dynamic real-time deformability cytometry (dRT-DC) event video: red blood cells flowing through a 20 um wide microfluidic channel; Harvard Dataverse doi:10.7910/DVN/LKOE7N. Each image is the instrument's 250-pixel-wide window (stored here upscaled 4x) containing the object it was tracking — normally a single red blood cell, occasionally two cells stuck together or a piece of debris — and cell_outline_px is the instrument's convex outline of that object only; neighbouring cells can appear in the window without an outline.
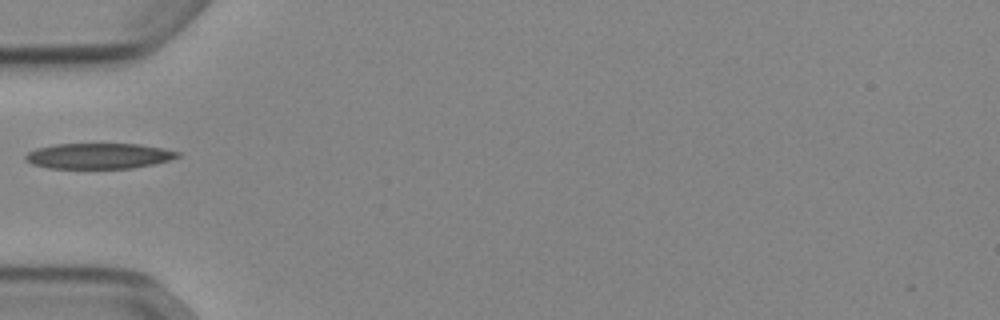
{"species": "Egyptian fruit bat (a non-hibernating species)", "species_latin": "Rousettus aegyptiacus", "temperature_condition": "cold", "stored_images_in_passage": 35, "camera_frame_rate_fps": 3000, "um_per_image_px": 0.085, "animal": {"sex": "female"}, "frame": {"image": 1, "passage_image": 1, "time_ms": 0.0, "image_size_px": [1000, 320], "cell_outline_px": [[180, 156], [168, 160], [152, 164], [132, 168], [48, 168], [32, 164], [24, 160], [24, 156], [28, 152], [36, 148], [56, 144], [140, 144], [164, 148], [180, 152]], "centroid_in_image_um": [8.37, 13.25], "position_along_channel_um": 76.6, "area_um2": 22.66}}
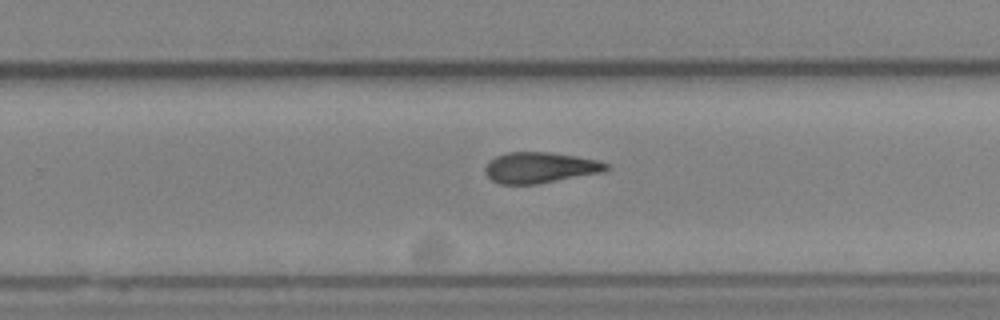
{"frame": {"image": 2, "passage_image": 17, "time_ms": 5.333, "image_size_px": [1000, 320], "cell_outline_px": [[612, 168], [604, 172], [536, 184], [500, 184], [492, 180], [484, 172], [484, 168], [488, 160], [496, 156], [508, 152], [548, 152], [576, 156], [596, 160], [608, 164]], "centroid_in_image_um": [45.89, 14.24], "position_along_channel_um": 283.9, "area_um2": 21.85}}
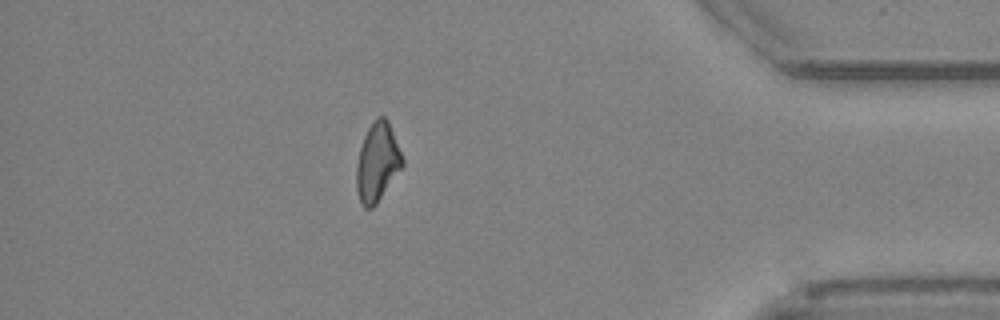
{"frame": {"image": 3, "passage_image": 29, "time_ms": 9.333, "image_size_px": [1000, 320], "cell_outline_px": [[404, 164], [376, 204], [372, 208], [364, 208], [360, 200], [356, 188], [356, 164], [360, 148], [364, 136], [368, 128], [380, 116], [384, 116], [388, 120], [404, 160]], "centroid_in_image_um": [32.07, 13.8], "position_along_channel_um": 403.1, "area_um2": 20.75}}